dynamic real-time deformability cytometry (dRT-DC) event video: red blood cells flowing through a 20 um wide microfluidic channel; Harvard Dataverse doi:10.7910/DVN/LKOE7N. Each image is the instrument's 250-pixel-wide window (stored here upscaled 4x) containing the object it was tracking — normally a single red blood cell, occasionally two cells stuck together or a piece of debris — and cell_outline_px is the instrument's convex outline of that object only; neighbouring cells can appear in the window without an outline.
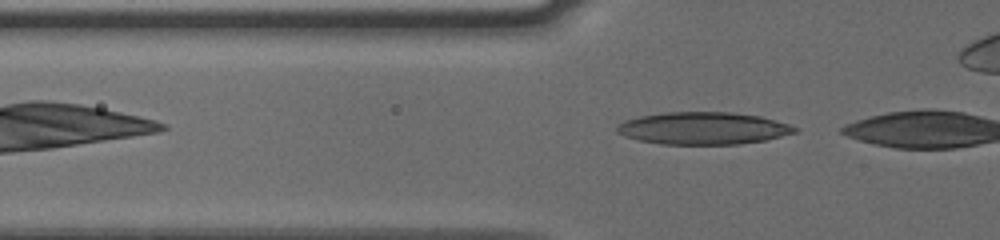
{"species": "human", "species_latin": "Homo sapiens", "temperature_condition": "cold", "stored_images_in_passage": 9, "camera_frame_rate_fps": 3000, "um_per_image_px": 0.085, "donor": {"sex": "male"}, "frame": {"image": 1, "passage_image": 7, "time_ms": 2.0, "image_size_px": [1000, 240], "cell_outline_px": [[800, 128], [796, 132], [764, 140], [740, 144], [660, 144], [640, 140], [624, 136], [616, 132], [616, 128], [624, 120], [640, 116], [664, 112], [732, 112], [760, 116], [788, 124]], "centroid_in_image_um": [59.76, 10.9], "position_along_channel_um": 66.0, "area_um2": 33.41}}